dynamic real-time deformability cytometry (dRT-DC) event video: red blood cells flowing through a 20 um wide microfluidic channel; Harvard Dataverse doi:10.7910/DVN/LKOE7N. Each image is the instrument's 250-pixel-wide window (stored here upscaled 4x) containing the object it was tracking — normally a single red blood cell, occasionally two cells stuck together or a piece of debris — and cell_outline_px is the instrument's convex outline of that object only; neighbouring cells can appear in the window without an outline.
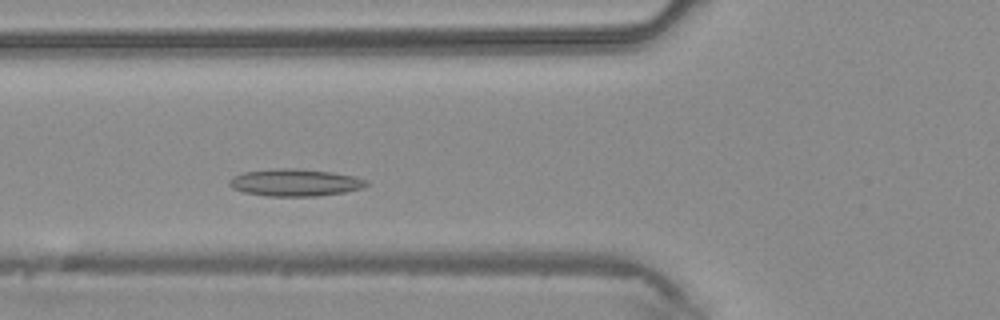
{"species": "common noctule bat (a hibernating species)", "species_latin": "Nyctalus noctula", "temperature_condition": "warm", "stored_images_in_passage": 31, "camera_frame_rate_fps": 3000, "um_per_image_px": 0.085, "animal": {"sex": "male", "body_mass_g": 20.4}, "frame": {"image": 1, "passage_image": 8, "time_ms": 2.333, "image_size_px": [1000, 320], "cell_outline_px": [[368, 184], [364, 188], [344, 192], [320, 196], [268, 196], [244, 192], [232, 188], [228, 184], [228, 180], [232, 176], [244, 172], [272, 168], [296, 168], [332, 172], [352, 176], [368, 180]], "centroid_in_image_um": [25.06, 15.51], "position_along_channel_um": 100.7, "area_um2": 21.91}}
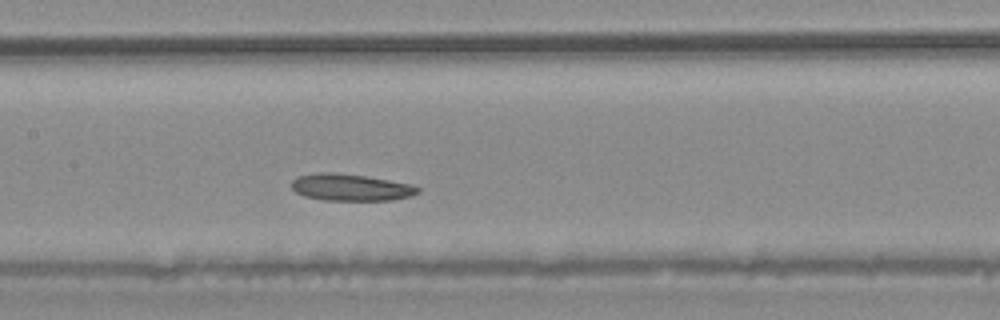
{"frame": {"image": 2, "passage_image": 13, "time_ms": 4.0, "image_size_px": [1000, 320], "cell_outline_px": [[420, 192], [408, 196], [392, 200], [324, 200], [304, 196], [296, 192], [292, 188], [292, 180], [296, 176], [320, 172], [332, 172], [364, 176], [412, 184], [420, 188]], "centroid_in_image_um": [29.79, 15.92], "position_along_channel_um": 177.6, "area_um2": 19.65}}
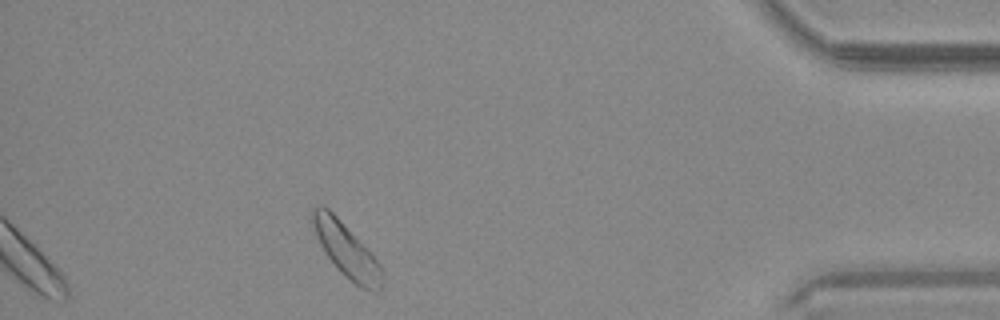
{"frame": {"image": 3, "passage_image": 31, "time_ms": 10.0, "image_size_px": [1000, 320], "cell_outline_px": [[380, 292], [372, 292], [360, 288], [340, 272], [324, 252], [316, 236], [312, 224], [312, 208], [316, 204], [324, 204], [340, 220], [380, 264]], "centroid_in_image_um": [29.38, 21.24], "position_along_channel_um": 405.8, "area_um2": 21.33}}